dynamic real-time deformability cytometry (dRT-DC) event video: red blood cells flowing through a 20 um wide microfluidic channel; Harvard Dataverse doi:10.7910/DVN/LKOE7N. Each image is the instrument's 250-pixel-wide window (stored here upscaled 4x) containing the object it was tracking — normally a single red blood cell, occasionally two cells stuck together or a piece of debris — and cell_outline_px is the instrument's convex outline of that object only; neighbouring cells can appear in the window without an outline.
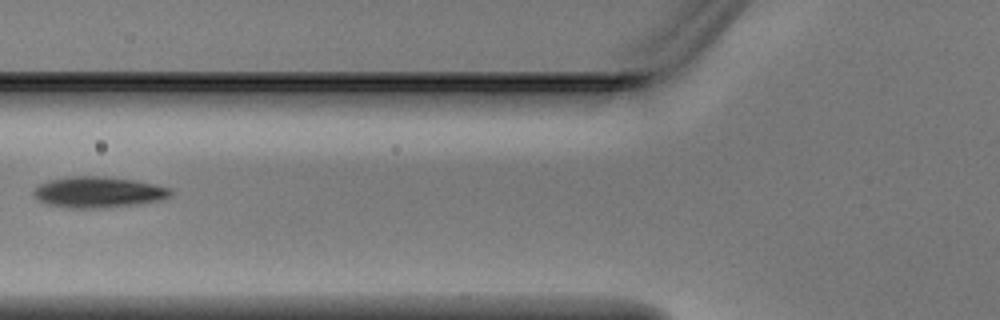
{"species": "Egyptian fruit bat (a non-hibernating species)", "species_latin": "Rousettus aegyptiacus", "temperature_condition": "warm", "stored_images_in_passage": 6, "camera_frame_rate_fps": 3000, "um_per_image_px": 0.085, "animal": {"sex": "male"}, "frame": {"image": 1, "passage_image": 6, "time_ms": 1.667, "image_size_px": [1000, 320], "cell_outline_px": [[172, 196], [164, 200], [136, 204], [100, 208], [72, 208], [48, 204], [40, 200], [32, 192], [40, 184], [52, 180], [72, 176], [100, 176], [132, 180], [172, 188]], "centroid_in_image_um": [8.42, 16.34], "position_along_channel_um": 117.4, "area_um2": 24.39}}